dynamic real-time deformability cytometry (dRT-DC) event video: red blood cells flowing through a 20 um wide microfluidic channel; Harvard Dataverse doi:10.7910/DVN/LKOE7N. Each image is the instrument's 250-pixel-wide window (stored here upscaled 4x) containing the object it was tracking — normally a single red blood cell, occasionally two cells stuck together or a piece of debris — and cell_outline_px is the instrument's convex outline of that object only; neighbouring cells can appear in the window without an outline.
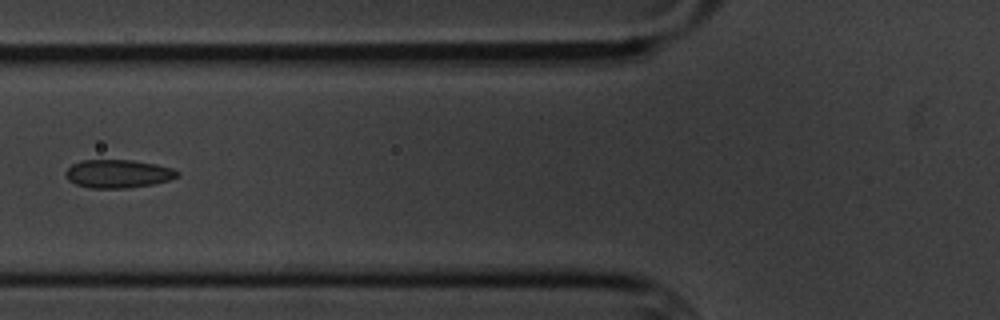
{"species": "common noctule bat (a hibernating species)", "species_latin": "Nyctalus noctula", "temperature_condition": "cold", "stored_images_in_passage": 9, "camera_frame_rate_fps": 3000, "um_per_image_px": 0.085, "animal": {"sex": "male", "body_mass_g": 20.1, "forearm_length_mm": 53.5}, "frame": {"image": 1, "passage_image": 7, "time_ms": 7.0, "image_size_px": [1000, 320], "cell_outline_px": [[180, 176], [172, 180], [152, 184], [128, 188], [92, 188], [76, 184], [68, 180], [64, 172], [72, 164], [80, 160], [132, 160], [156, 164], [172, 168], [180, 172]], "centroid_in_image_um": [10.06, 14.77], "position_along_channel_um": 115.7, "area_um2": 18.55}}
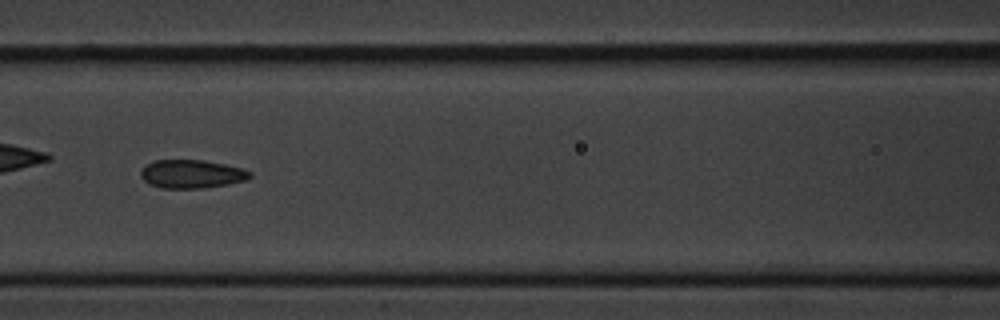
{"frame": {"image": 2, "passage_image": 8, "time_ms": 8.0, "image_size_px": [1000, 320], "cell_outline_px": [[252, 176], [248, 180], [228, 184], [204, 188], [160, 188], [148, 184], [140, 176], [140, 172], [144, 164], [152, 160], [204, 160], [224, 164], [240, 168], [252, 172]], "centroid_in_image_um": [16.26, 14.79], "position_along_channel_um": 150.3, "area_um2": 18.32}}
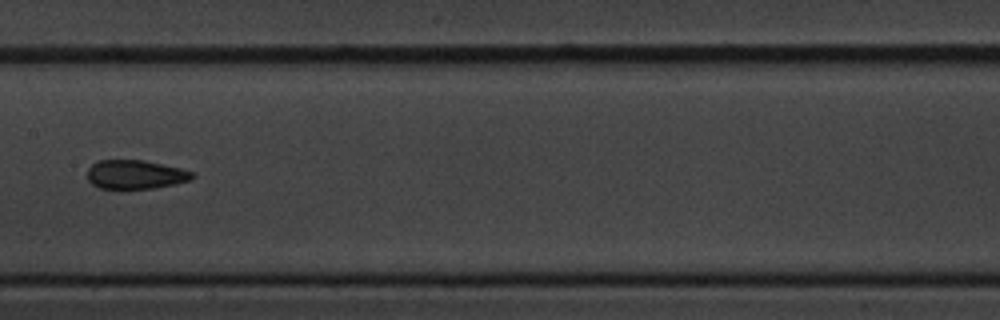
{"frame": {"image": 3, "passage_image": 9, "time_ms": 9.333, "image_size_px": [1000, 320], "cell_outline_px": [[196, 176], [192, 180], [176, 184], [156, 188], [100, 188], [92, 184], [88, 180], [88, 168], [92, 164], [100, 160], [144, 160], [180, 168], [192, 172]], "centroid_in_image_um": [11.54, 14.83], "position_along_channel_um": 195.9, "area_um2": 17.69}}